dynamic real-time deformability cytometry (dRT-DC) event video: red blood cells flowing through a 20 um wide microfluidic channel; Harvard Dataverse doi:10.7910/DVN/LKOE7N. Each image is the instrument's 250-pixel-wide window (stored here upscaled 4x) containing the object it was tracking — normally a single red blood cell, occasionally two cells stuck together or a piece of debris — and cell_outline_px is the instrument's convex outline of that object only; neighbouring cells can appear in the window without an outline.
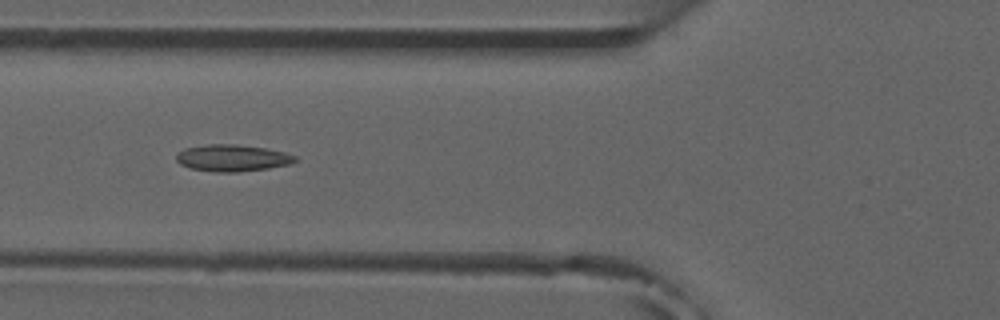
{"species": "common noctule bat (a hibernating species)", "species_latin": "Nyctalus noctula", "temperature_condition": "room temperature", "stored_images_in_passage": 8, "camera_frame_rate_fps": 3000, "um_per_image_px": 0.085, "animal": {"sex": "male", "forearm_length_mm": 52.5}, "frame": {"image": 1, "passage_image": 6, "time_ms": 5.667, "image_size_px": [1000, 320], "cell_outline_px": [[296, 160], [292, 164], [268, 168], [236, 172], [216, 172], [188, 168], [180, 164], [176, 160], [176, 152], [184, 148], [204, 144], [236, 144], [264, 148], [284, 152], [296, 156]], "centroid_in_image_um": [19.7, 13.42], "position_along_channel_um": 106.1, "area_um2": 18.67}}
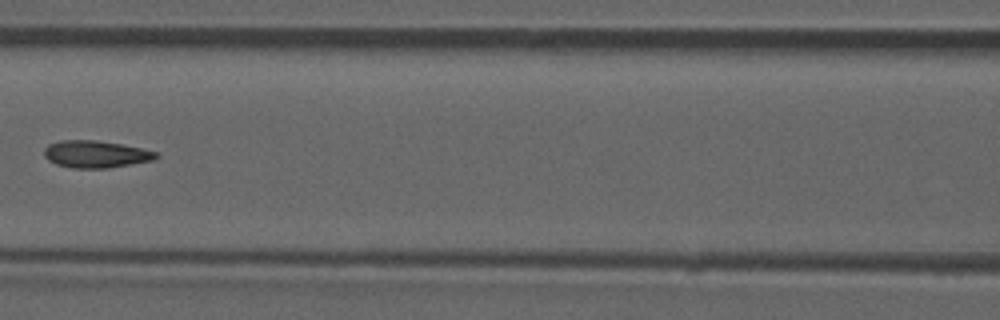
{"frame": {"image": 2, "passage_image": 7, "time_ms": 7.0, "image_size_px": [1000, 320], "cell_outline_px": [[160, 156], [152, 160], [108, 168], [72, 168], [56, 164], [48, 160], [44, 156], [44, 148], [48, 144], [60, 140], [96, 140], [120, 144], [140, 148], [156, 152]], "centroid_in_image_um": [8.09, 13.1], "position_along_channel_um": 158.5, "area_um2": 17.63}}